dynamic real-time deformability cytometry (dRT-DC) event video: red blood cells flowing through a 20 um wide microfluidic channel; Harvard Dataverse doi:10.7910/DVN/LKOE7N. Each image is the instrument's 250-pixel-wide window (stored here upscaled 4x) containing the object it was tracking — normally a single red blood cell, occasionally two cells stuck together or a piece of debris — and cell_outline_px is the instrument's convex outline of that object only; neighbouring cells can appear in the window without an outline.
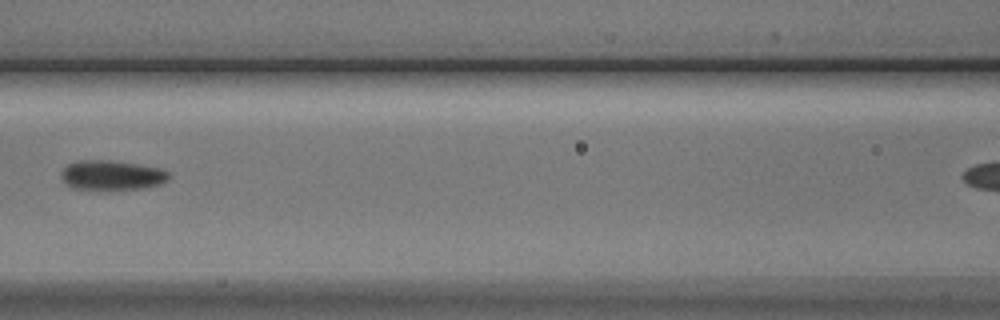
{"species": "Egyptian fruit bat (a non-hibernating species)", "species_latin": "Rousettus aegyptiacus", "temperature_condition": "cold", "stored_images_in_passage": 9, "camera_frame_rate_fps": 3000, "um_per_image_px": 0.085, "animal": {"sex": "male"}, "frame": {"image": 1, "passage_image": 4, "time_ms": 3.667, "image_size_px": [1000, 320], "cell_outline_px": [[168, 180], [160, 184], [144, 188], [72, 188], [60, 176], [64, 168], [68, 164], [80, 160], [112, 160], [160, 168], [168, 172]], "centroid_in_image_um": [9.51, 14.86], "position_along_channel_um": 157.1, "area_um2": 18.09}}
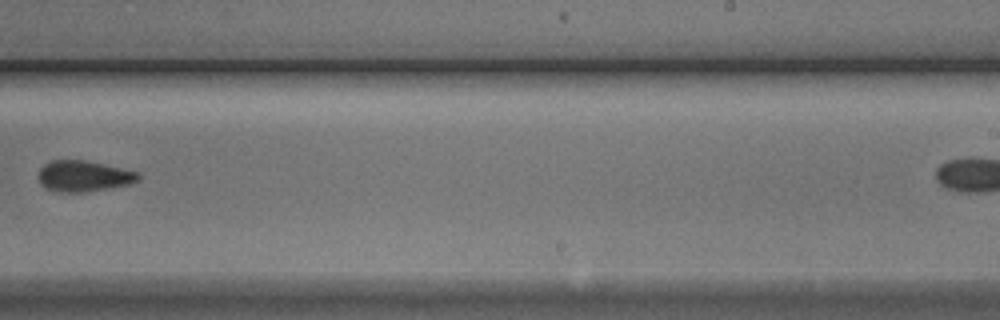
{"frame": {"image": 2, "passage_image": 7, "time_ms": 7.0, "image_size_px": [1000, 320], "cell_outline_px": [[140, 176], [136, 180], [128, 184], [84, 192], [60, 192], [44, 188], [40, 184], [36, 176], [40, 168], [44, 164], [52, 160], [88, 160], [140, 172]], "centroid_in_image_um": [7.05, 14.95], "position_along_channel_um": 281.9, "area_um2": 18.15}}
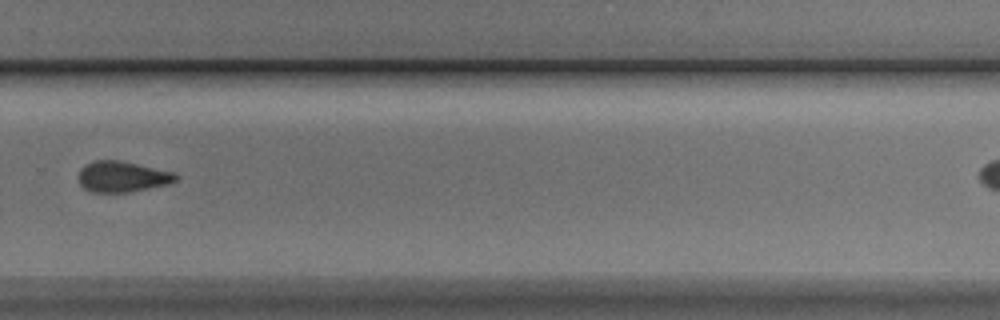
{"frame": {"image": 3, "passage_image": 8, "time_ms": 8.0, "image_size_px": [1000, 320], "cell_outline_px": [[180, 176], [172, 184], [128, 192], [92, 192], [84, 188], [80, 184], [80, 168], [84, 164], [96, 160], [120, 160], [172, 172]], "centroid_in_image_um": [10.41, 15.02], "position_along_channel_um": 319.4, "area_um2": 17.46}}